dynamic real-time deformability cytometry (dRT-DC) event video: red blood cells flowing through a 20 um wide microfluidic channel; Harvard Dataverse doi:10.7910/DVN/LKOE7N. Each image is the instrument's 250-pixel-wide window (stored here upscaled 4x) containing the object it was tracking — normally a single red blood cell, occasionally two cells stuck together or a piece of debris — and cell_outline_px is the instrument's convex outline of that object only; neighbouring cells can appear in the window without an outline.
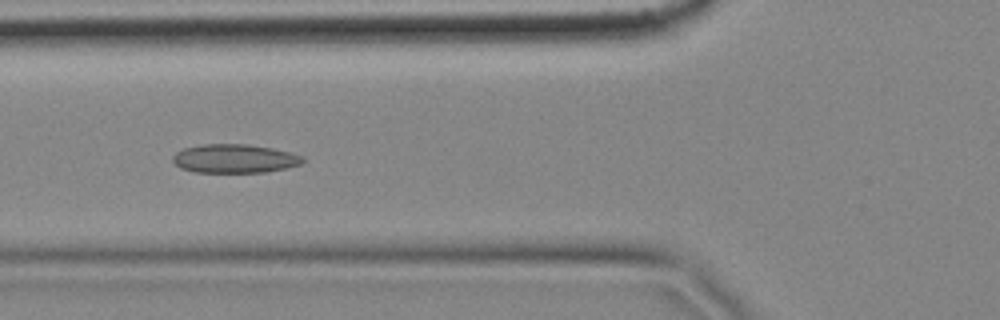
{"species": "common noctule bat (a hibernating species)", "species_latin": "Nyctalus noctula", "temperature_condition": "cold", "stored_images_in_passage": 6, "camera_frame_rate_fps": 3000, "um_per_image_px": 0.085, "animal": {"sex": "female", "body_mass_g": 18.4}, "frame": {"image": 1, "passage_image": 5, "time_ms": 1.333, "image_size_px": [1000, 320], "cell_outline_px": [[304, 160], [300, 164], [284, 168], [264, 172], [192, 172], [180, 168], [172, 160], [172, 156], [176, 152], [184, 148], [200, 144], [248, 144], [272, 148], [304, 156]], "centroid_in_image_um": [19.89, 13.47], "position_along_channel_um": 105.9, "area_um2": 21.73}}
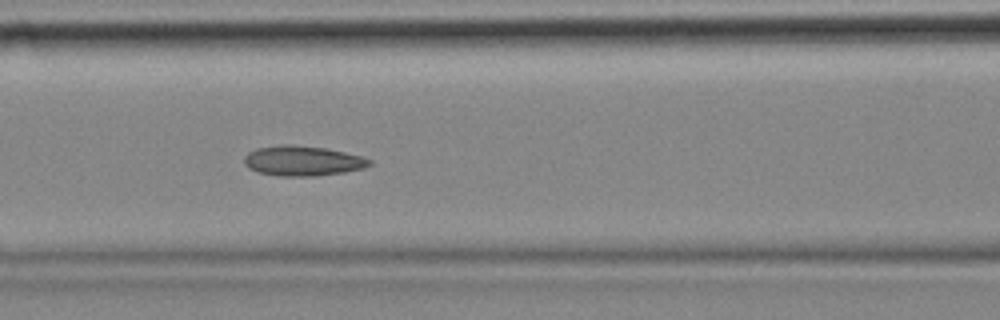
{"frame": {"image": 2, "passage_image": 6, "time_ms": 1.667, "image_size_px": [1000, 320], "cell_outline_px": [[372, 164], [364, 168], [344, 172], [316, 176], [280, 176], [256, 172], [248, 168], [244, 164], [244, 156], [248, 152], [256, 148], [288, 144], [324, 148], [344, 152], [360, 156], [372, 160]], "centroid_in_image_um": [25.7, 13.68], "position_along_channel_um": 140.9, "area_um2": 21.91}}